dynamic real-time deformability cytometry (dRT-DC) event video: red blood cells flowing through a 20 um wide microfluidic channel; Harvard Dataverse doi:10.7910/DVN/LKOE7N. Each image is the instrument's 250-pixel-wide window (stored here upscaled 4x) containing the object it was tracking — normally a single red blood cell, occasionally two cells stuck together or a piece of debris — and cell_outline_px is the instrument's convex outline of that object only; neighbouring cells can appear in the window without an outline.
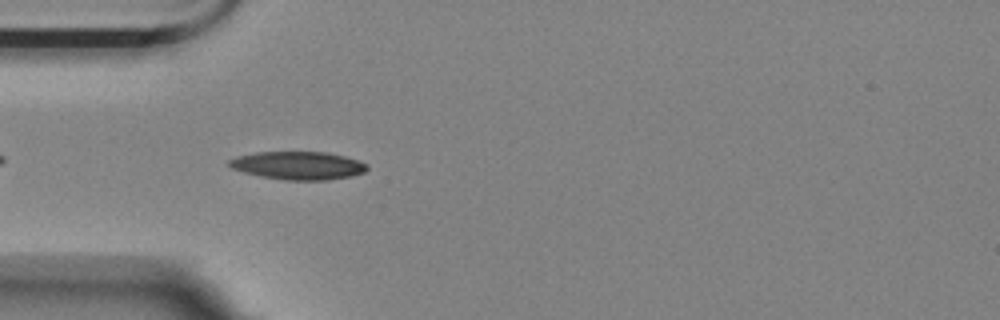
{"species": "Egyptian fruit bat (a non-hibernating species)", "species_latin": "Rousettus aegyptiacus", "temperature_condition": "room temperature", "stored_images_in_passage": 9, "camera_frame_rate_fps": 3000, "um_per_image_px": 0.085, "animal": {"sex": "female"}, "frame": {"image": 1, "passage_image": 3, "time_ms": 0.667, "image_size_px": [1000, 320], "cell_outline_px": [[368, 168], [364, 172], [352, 176], [324, 180], [284, 180], [260, 176], [244, 172], [232, 168], [228, 164], [228, 160], [236, 156], [256, 152], [324, 152], [344, 156], [368, 164]], "centroid_in_image_um": [25.32, 14.07], "position_along_channel_um": 59.7, "area_um2": 22.48}}
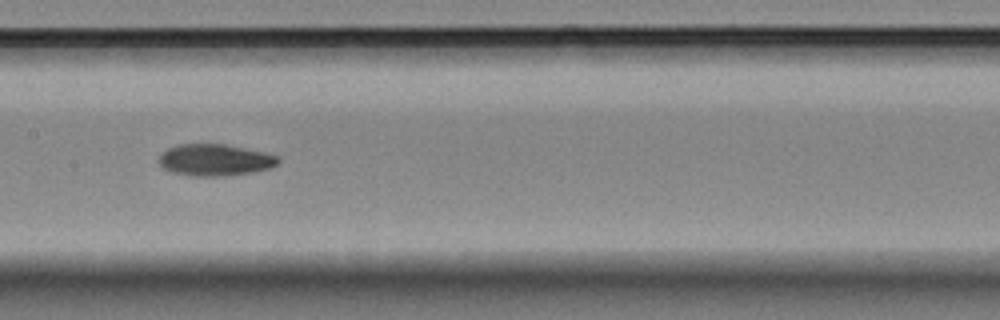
{"frame": {"image": 2, "passage_image": 6, "time_ms": 1.667, "image_size_px": [1000, 320], "cell_outline_px": [[280, 164], [268, 168], [252, 172], [224, 176], [188, 176], [172, 172], [164, 168], [160, 164], [160, 156], [168, 148], [176, 144], [224, 144], [264, 152], [280, 156]], "centroid_in_image_um": [18.3, 13.6], "position_along_channel_um": 189.1, "area_um2": 22.02}}
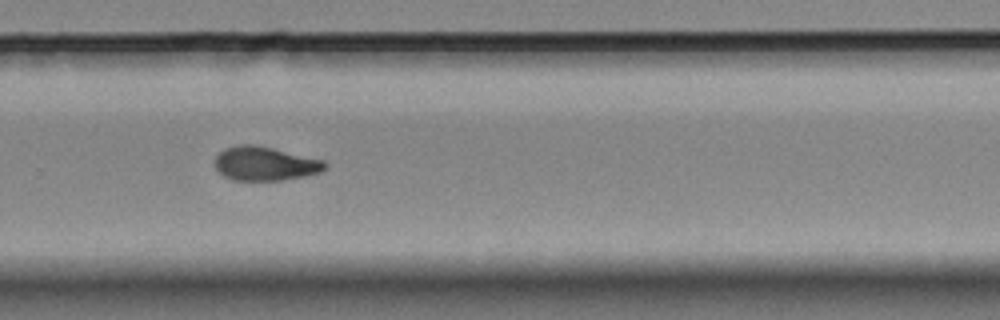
{"frame": {"image": 3, "passage_image": 9, "time_ms": 2.667, "image_size_px": [1000, 320], "cell_outline_px": [[328, 164], [320, 172], [304, 176], [280, 180], [232, 180], [224, 176], [216, 168], [216, 156], [224, 148], [240, 144], [256, 144], [324, 160]], "centroid_in_image_um": [22.52, 13.9], "position_along_channel_um": 307.3, "area_um2": 21.68}}